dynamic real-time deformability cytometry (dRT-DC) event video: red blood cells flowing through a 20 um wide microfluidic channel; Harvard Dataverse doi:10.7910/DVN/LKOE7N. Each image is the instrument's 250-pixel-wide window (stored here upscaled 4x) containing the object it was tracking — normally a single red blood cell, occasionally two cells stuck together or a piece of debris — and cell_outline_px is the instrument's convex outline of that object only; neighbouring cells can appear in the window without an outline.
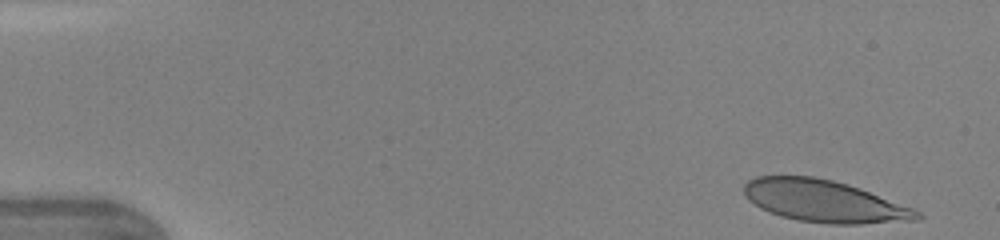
{"species": "human", "species_latin": "Homo sapiens", "temperature_condition": "warm", "stored_images_in_passage": 40, "camera_frame_rate_fps": 3000, "um_per_image_px": 0.085, "donor": {"sex": "female"}, "frame": {"image": 1, "passage_image": 1, "time_ms": 0.0, "image_size_px": [1000, 240], "cell_outline_px": [[924, 216], [920, 220], [860, 224], [828, 224], [796, 220], [780, 216], [768, 212], [760, 208], [748, 200], [744, 192], [744, 184], [748, 180], [756, 176], [812, 176], [832, 180], [848, 184], [860, 188], [912, 208], [920, 212]], "centroid_in_image_um": [70.05, 17.11], "position_along_channel_um": 15.0, "area_um2": 42.54}}
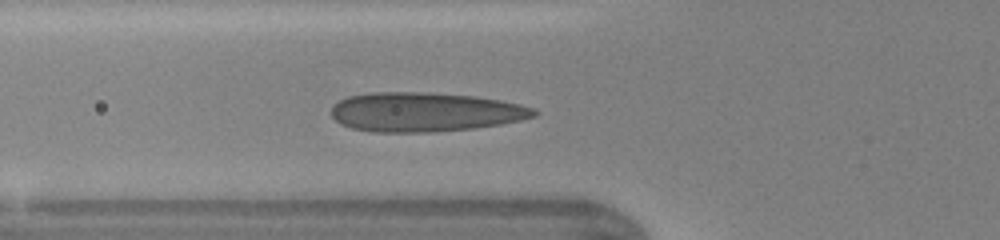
{"frame": {"image": 2, "passage_image": 15, "time_ms": 4.667, "image_size_px": [1000, 240], "cell_outline_px": [[540, 112], [536, 116], [520, 120], [500, 124], [472, 128], [432, 132], [372, 132], [352, 128], [340, 124], [332, 116], [332, 104], [348, 96], [372, 92], [428, 92], [476, 96], [500, 100], [520, 104], [536, 108]], "centroid_in_image_um": [36.13, 9.51], "position_along_channel_um": 89.7, "area_um2": 46.64}}
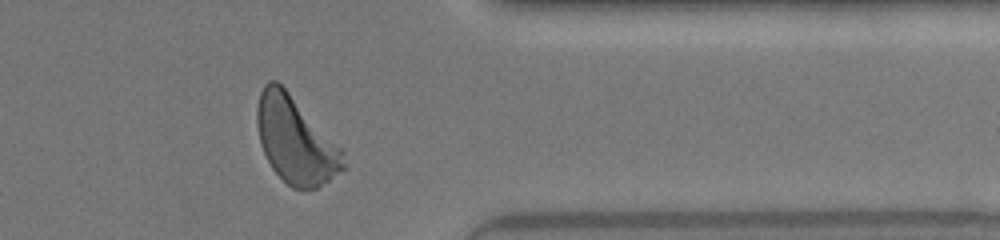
{"frame": {"image": 3, "passage_image": 36, "time_ms": 11.667, "image_size_px": [1000, 240], "cell_outline_px": [[348, 168], [316, 188], [292, 188], [272, 168], [260, 144], [256, 124], [256, 108], [260, 92], [264, 84], [268, 80], [276, 80], [288, 92], [344, 152]], "centroid_in_image_um": [25.11, 11.93], "position_along_channel_um": 386.3, "area_um2": 43.0}, "authors_computed_cell_mechanics": {"area_um2": 42.9165, "velocity_mm_per_s": 4.3537, "shape_relaxation_time_tau1_ms": 3.5828, "shape_relaxation_time_tau2_ms": null, "deformation_change_tau1": 0.1537, "deformation_change_tau2": null}}